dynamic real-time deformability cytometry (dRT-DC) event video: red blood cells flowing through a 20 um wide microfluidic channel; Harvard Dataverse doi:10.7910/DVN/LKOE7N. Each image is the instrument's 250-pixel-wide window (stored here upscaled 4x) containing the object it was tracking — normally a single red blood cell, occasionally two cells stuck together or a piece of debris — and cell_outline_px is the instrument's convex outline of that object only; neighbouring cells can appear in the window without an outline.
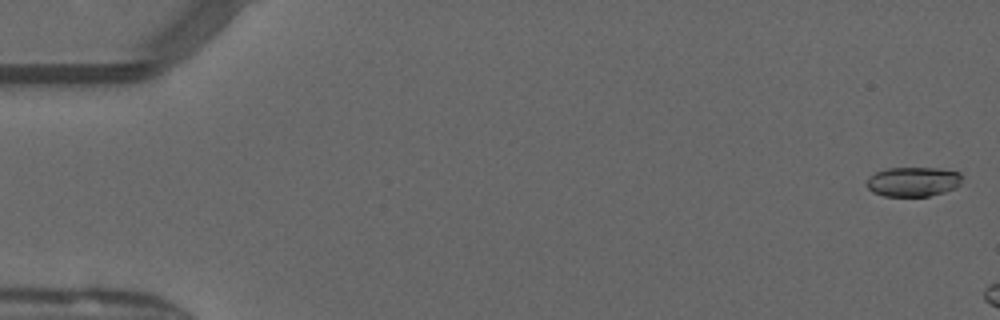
{"species": "common noctule bat (a hibernating species)", "species_latin": "Nyctalus noctula", "temperature_condition": "warm", "stored_images_in_passage": 6, "camera_frame_rate_fps": 3000, "um_per_image_px": 0.085, "animal": {"sex": "male", "forearm_length_mm": 52.5}, "frame": {"image": 1, "passage_image": 1, "time_ms": 0.0, "image_size_px": [1000, 320], "cell_outline_px": [[960, 184], [956, 188], [944, 192], [928, 196], [884, 196], [872, 192], [864, 184], [868, 176], [876, 172], [888, 168], [940, 168], [960, 172]], "centroid_in_image_um": [77.58, 15.44], "position_along_channel_um": 7.4, "area_um2": 16.59}}